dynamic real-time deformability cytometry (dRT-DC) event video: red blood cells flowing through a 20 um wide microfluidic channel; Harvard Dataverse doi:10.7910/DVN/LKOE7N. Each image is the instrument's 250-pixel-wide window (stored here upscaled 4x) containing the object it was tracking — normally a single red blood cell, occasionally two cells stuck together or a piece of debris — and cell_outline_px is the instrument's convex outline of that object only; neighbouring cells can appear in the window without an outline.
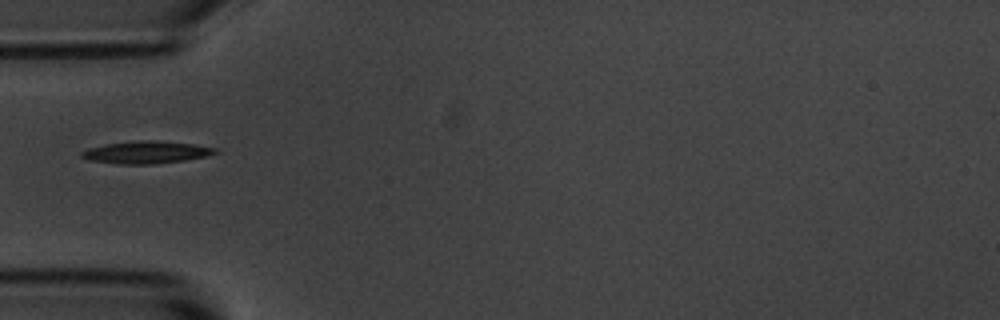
{"species": "common noctule bat (a hibernating species)", "species_latin": "Nyctalus noctula", "temperature_condition": "room temperature", "stored_images_in_passage": 4, "camera_frame_rate_fps": 3000, "um_per_image_px": 0.085, "animal": {"sex": "male", "body_mass_g": 20.1, "forearm_length_mm": 53.5}, "frame": {"image": 1, "passage_image": 1, "time_ms": 0.0, "image_size_px": [1000, 320], "cell_outline_px": [[220, 152], [204, 156], [184, 160], [152, 164], [120, 164], [92, 160], [80, 156], [80, 152], [88, 148], [108, 144], [140, 140], [160, 140], [192, 144], [216, 148]], "centroid_in_image_um": [12.44, 12.94], "position_along_channel_um": 72.6, "area_um2": 17.17}}
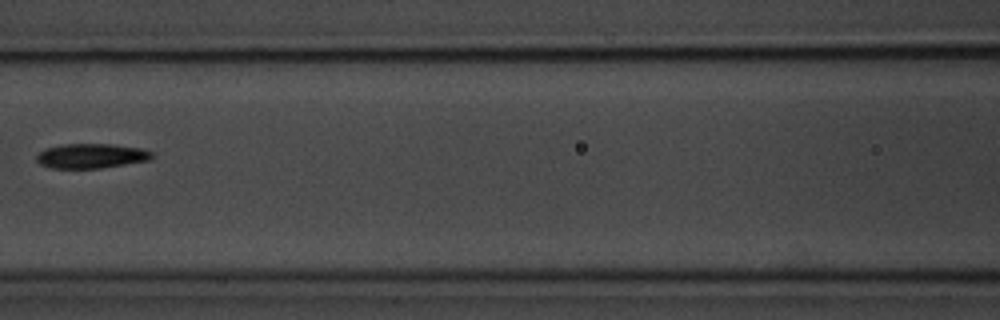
{"frame": {"image": 2, "passage_image": 3, "time_ms": 2.333, "image_size_px": [1000, 320], "cell_outline_px": [[156, 156], [148, 160], [100, 168], [52, 168], [40, 164], [36, 160], [36, 156], [44, 148], [64, 144], [112, 144], [140, 148], [152, 152]], "centroid_in_image_um": [7.74, 13.25], "position_along_channel_um": 158.9, "area_um2": 16.53}}
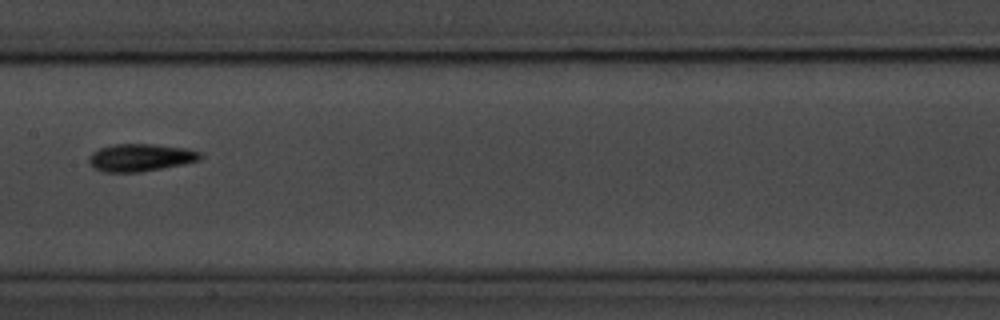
{"frame": {"image": 3, "passage_image": 4, "time_ms": 3.333, "image_size_px": [1000, 320], "cell_outline_px": [[204, 156], [200, 160], [140, 172], [104, 172], [88, 164], [88, 156], [92, 152], [100, 148], [112, 144], [152, 144], [184, 148], [200, 152]], "centroid_in_image_um": [11.9, 13.38], "position_along_channel_um": 195.5, "area_um2": 17.74}}